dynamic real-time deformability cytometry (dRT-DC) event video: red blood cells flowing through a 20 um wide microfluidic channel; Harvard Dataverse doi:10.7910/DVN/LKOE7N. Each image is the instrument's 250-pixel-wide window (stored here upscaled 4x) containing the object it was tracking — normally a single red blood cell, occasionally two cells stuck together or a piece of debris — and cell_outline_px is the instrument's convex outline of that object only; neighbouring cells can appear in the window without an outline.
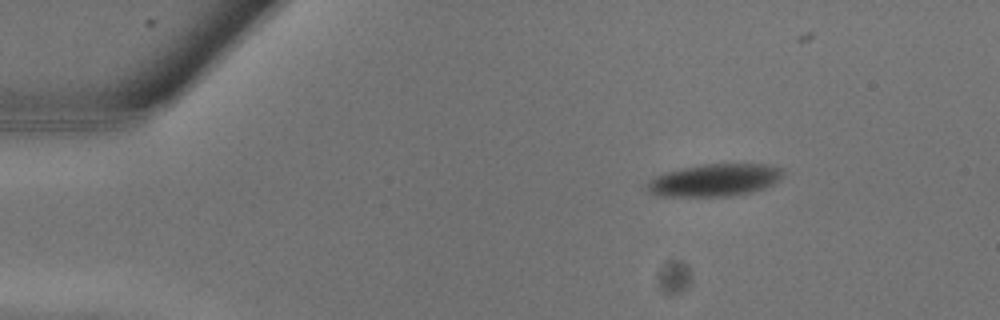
{"species": "common noctule bat (a hibernating species)", "species_latin": "Nyctalus noctula", "temperature_condition": "warm", "stored_images_in_passage": 12, "camera_frame_rate_fps": 3000, "um_per_image_px": 0.085, "animal": {"sex": "male", "body_mass_g": 13.3}, "frame": {"image": 1, "passage_image": 3, "time_ms": 0.667, "image_size_px": [1000, 320], "cell_outline_px": [[784, 176], [772, 184], [764, 188], [748, 192], [728, 196], [660, 196], [648, 192], [648, 180], [656, 176], [680, 168], [700, 164], [768, 164], [784, 168]], "centroid_in_image_um": [60.77, 15.29], "position_along_channel_um": 24.2, "area_um2": 25.61}}
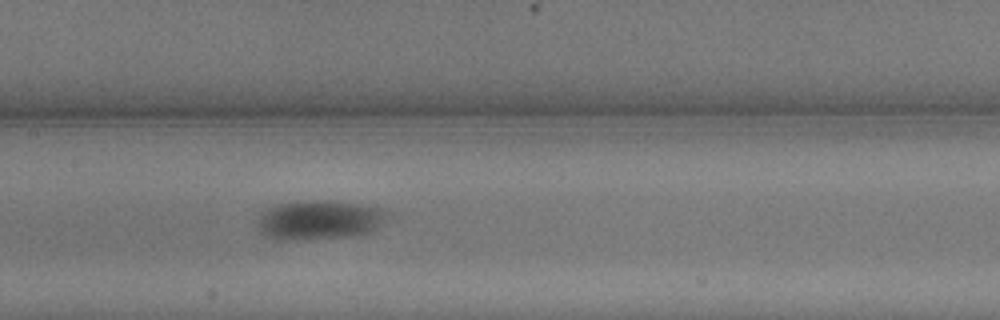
{"frame": {"image": 2, "passage_image": 12, "time_ms": 3.667, "image_size_px": [1000, 320], "cell_outline_px": [[388, 216], [376, 228], [368, 232], [352, 236], [264, 236], [256, 228], [256, 224], [260, 216], [268, 208], [276, 204], [308, 200], [328, 200], [364, 204], [380, 208], [388, 212]], "centroid_in_image_um": [27.19, 18.61], "position_along_channel_um": 180.2, "area_um2": 28.44}}